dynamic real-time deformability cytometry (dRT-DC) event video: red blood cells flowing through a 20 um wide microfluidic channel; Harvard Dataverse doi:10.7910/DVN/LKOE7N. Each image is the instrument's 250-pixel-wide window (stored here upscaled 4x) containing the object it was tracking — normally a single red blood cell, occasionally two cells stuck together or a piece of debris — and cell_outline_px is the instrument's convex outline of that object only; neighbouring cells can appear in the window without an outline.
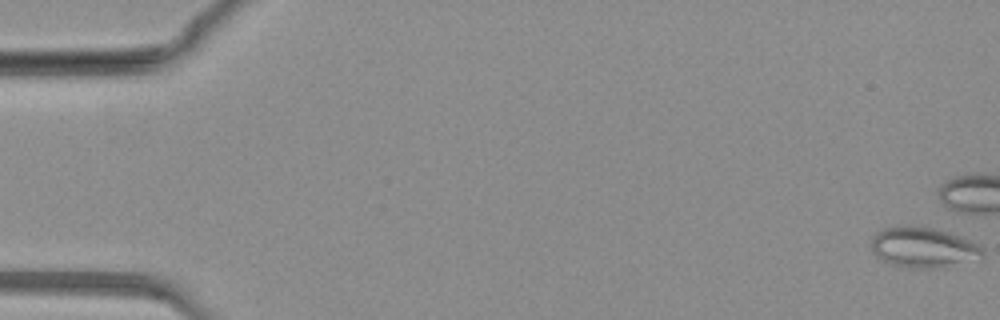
{"species": "common noctule bat (a hibernating species)", "species_latin": "Nyctalus noctula", "temperature_condition": "warm", "stored_images_in_passage": 17, "camera_frame_rate_fps": 3000, "um_per_image_px": 0.085, "animal": {"sex": "female", "body_mass_g": 19.3, "forearm_length_mm": 54.1}, "frame": {"image": 1, "passage_image": 1, "time_ms": 0.0, "image_size_px": [1000, 320], "cell_outline_px": [[984, 256], [932, 268], [908, 268], [888, 264], [880, 260], [872, 252], [868, 244], [872, 236], [876, 232], [884, 228], [932, 228], [980, 244], [984, 248]], "centroid_in_image_um": [78.37, 21.06], "position_along_channel_um": 6.6, "area_um2": 25.43}}